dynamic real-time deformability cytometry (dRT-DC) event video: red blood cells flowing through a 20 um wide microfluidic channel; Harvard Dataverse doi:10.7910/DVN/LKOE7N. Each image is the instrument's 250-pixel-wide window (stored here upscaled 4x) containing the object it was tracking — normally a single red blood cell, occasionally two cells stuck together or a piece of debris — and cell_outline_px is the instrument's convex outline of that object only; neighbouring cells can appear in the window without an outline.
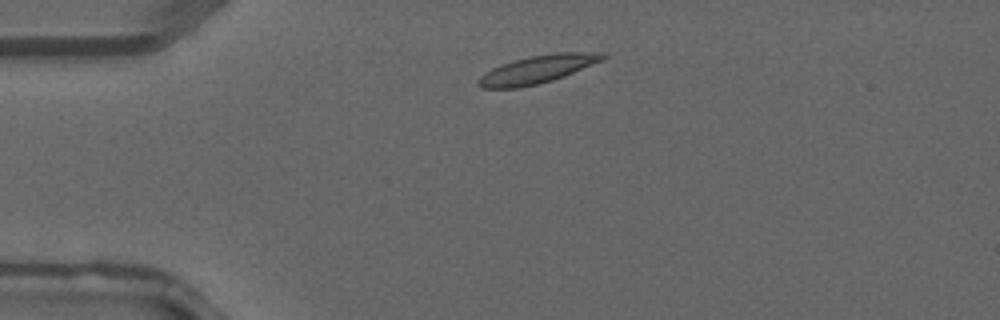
{"species": "common noctule bat (a hibernating species)", "species_latin": "Nyctalus noctula", "temperature_condition": "warm", "stored_images_in_passage": 2, "camera_frame_rate_fps": 3000, "um_per_image_px": 0.085, "animal": {"sex": "male", "forearm_length_mm": 52.5}, "frame": {"image": 1, "passage_image": 1, "time_ms": 0.0, "image_size_px": [1000, 320], "cell_outline_px": [[608, 56], [604, 60], [564, 76], [552, 80], [520, 88], [480, 88], [476, 84], [476, 80], [484, 72], [492, 68], [528, 56], [556, 52], [604, 52]], "centroid_in_image_um": [45.69, 5.89], "position_along_channel_um": 39.3, "area_um2": 20.35}}